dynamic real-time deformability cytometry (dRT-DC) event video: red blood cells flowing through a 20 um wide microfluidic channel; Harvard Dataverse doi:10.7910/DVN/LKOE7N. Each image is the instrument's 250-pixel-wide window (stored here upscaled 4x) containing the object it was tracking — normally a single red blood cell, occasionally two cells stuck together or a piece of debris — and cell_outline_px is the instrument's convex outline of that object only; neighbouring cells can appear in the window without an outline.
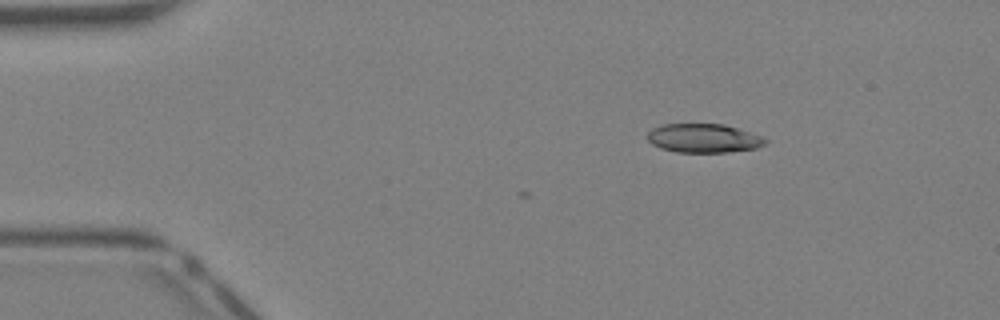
{"species": "Egyptian fruit bat (a non-hibernating species)", "species_latin": "Rousettus aegyptiacus", "temperature_condition": "warm", "stored_images_in_passage": 7, "camera_frame_rate_fps": 3000, "um_per_image_px": 0.085, "animal": {"sex": "female"}, "frame": {"image": 1, "passage_image": 7, "time_ms": 2.0, "image_size_px": [1000, 320], "cell_outline_px": [[768, 140], [764, 144], [756, 148], [728, 152], [676, 152], [660, 148], [652, 144], [644, 136], [652, 128], [660, 124], [724, 124], [760, 136]], "centroid_in_image_um": [59.73, 11.75], "position_along_channel_um": 25.3, "area_um2": 19.83}}